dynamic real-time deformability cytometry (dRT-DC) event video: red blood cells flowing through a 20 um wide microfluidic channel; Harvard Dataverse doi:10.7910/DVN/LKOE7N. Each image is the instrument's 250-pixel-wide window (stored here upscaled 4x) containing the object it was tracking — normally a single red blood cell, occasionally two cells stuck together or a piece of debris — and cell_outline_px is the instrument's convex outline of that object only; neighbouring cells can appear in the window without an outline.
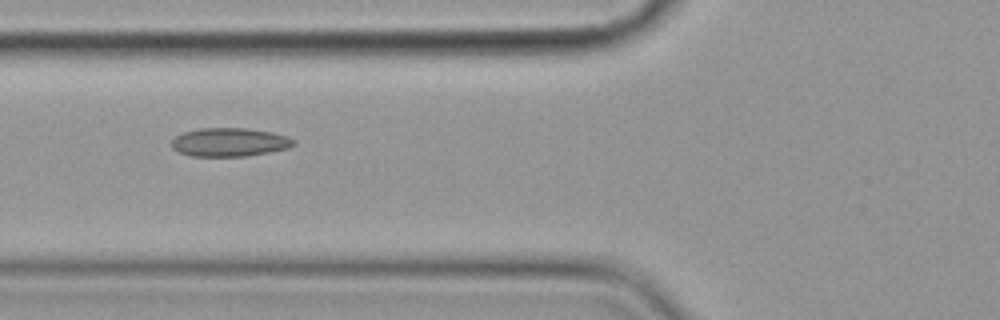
{"species": "common noctule bat (a hibernating species)", "species_latin": "Nyctalus noctula", "temperature_condition": "cold", "stored_images_in_passage": 9, "camera_frame_rate_fps": 3000, "um_per_image_px": 0.085, "animal": {"sex": "female", "body_mass_g": 19.9}, "frame": {"image": 1, "passage_image": 2, "time_ms": 1.333, "image_size_px": [1000, 320], "cell_outline_px": [[296, 144], [288, 148], [248, 156], [192, 156], [180, 152], [172, 148], [172, 140], [176, 136], [184, 132], [196, 128], [248, 128], [272, 132], [288, 136], [296, 140]], "centroid_in_image_um": [19.54, 12.08], "position_along_channel_um": 106.3, "area_um2": 20.4}}
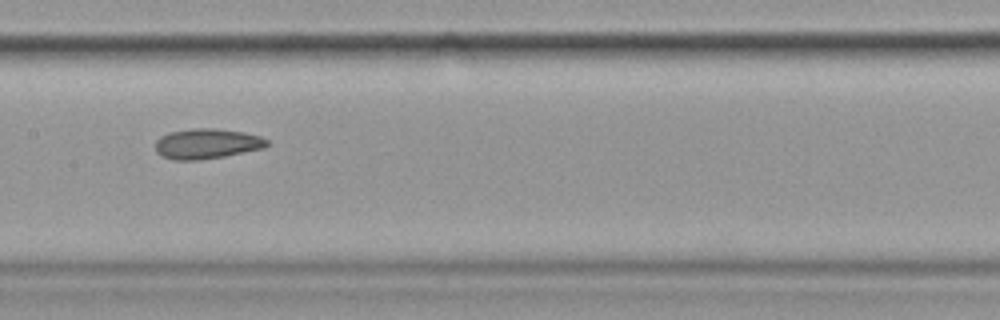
{"frame": {"image": 2, "passage_image": 4, "time_ms": 3.667, "image_size_px": [1000, 320], "cell_outline_px": [[268, 144], [264, 148], [224, 156], [200, 160], [172, 160], [156, 152], [156, 140], [160, 136], [168, 132], [192, 128], [216, 128], [244, 132], [260, 136], [268, 140]], "centroid_in_image_um": [17.57, 12.21], "position_along_channel_um": 189.8, "area_um2": 19.71}}
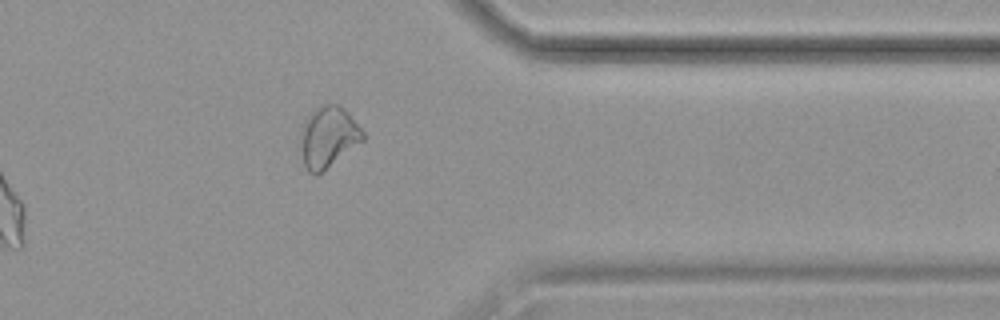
{"frame": {"image": 3, "passage_image": 9, "time_ms": 9.333, "image_size_px": [1000, 320], "cell_outline_px": [[364, 140], [316, 176], [308, 172], [304, 164], [300, 148], [300, 132], [308, 116], [316, 108], [324, 104], [340, 104], [348, 112], [364, 132]], "centroid_in_image_um": [27.89, 11.65], "position_along_channel_um": 383.5, "area_um2": 22.08}}